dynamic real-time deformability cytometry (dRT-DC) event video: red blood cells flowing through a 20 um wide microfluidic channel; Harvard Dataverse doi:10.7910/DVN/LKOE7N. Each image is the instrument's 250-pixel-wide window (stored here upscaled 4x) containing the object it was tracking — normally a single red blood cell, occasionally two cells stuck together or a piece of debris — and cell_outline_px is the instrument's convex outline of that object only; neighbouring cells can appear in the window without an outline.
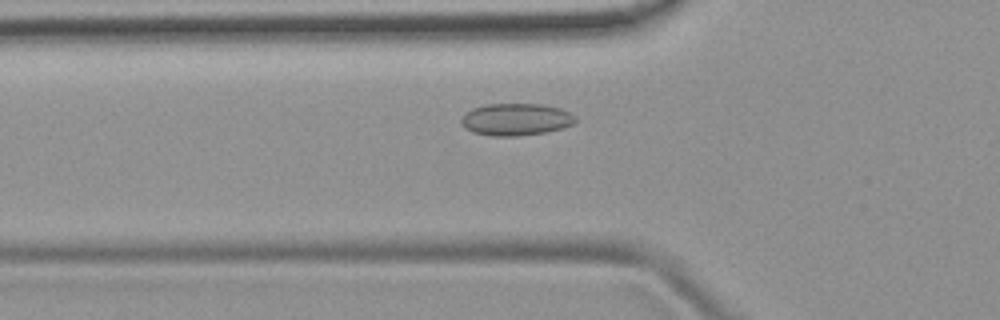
{"species": "common noctule bat (a hibernating species)", "species_latin": "Nyctalus noctula", "temperature_condition": "room temperature", "stored_images_in_passage": 46, "camera_frame_rate_fps": 3000, "um_per_image_px": 0.085, "animal": {"sex": "female", "body_mass_g": 19.9}, "frame": {"image": 1, "passage_image": 12, "time_ms": 3.667, "image_size_px": [1000, 320], "cell_outline_px": [[576, 120], [572, 124], [564, 128], [548, 132], [516, 136], [492, 136], [472, 132], [464, 128], [460, 120], [472, 108], [484, 104], [540, 104], [560, 108], [576, 116]], "centroid_in_image_um": [43.86, 10.16], "position_along_channel_um": 81.9, "area_um2": 21.44}}
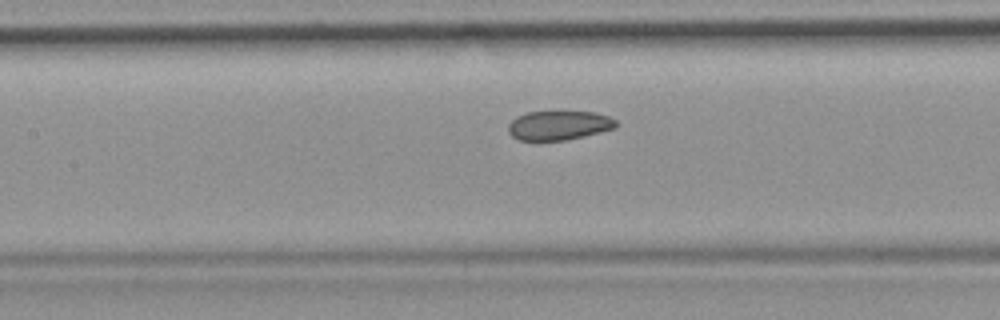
{"frame": {"image": 2, "passage_image": 18, "time_ms": 5.667, "image_size_px": [1000, 320], "cell_outline_px": [[620, 124], [616, 128], [584, 136], [564, 140], [516, 140], [508, 132], [508, 124], [516, 116], [528, 112], [556, 108], [560, 108], [592, 112], [608, 116], [616, 120]], "centroid_in_image_um": [47.51, 10.6], "position_along_channel_um": 159.9, "area_um2": 19.36}}
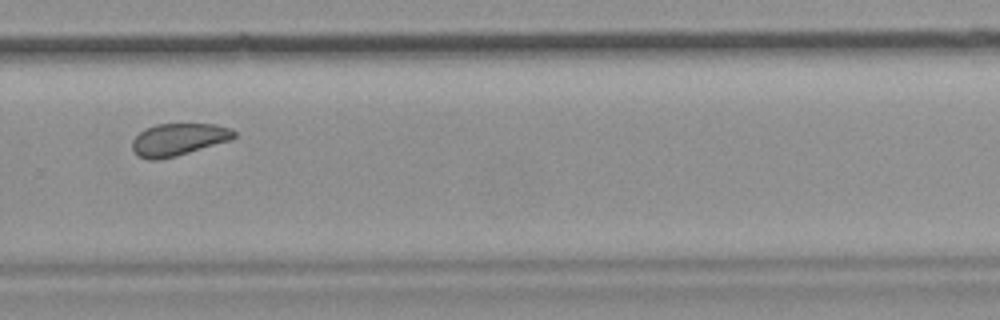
{"frame": {"image": 3, "passage_image": 30, "time_ms": 9.667, "image_size_px": [1000, 320], "cell_outline_px": [[236, 136], [232, 140], [176, 156], [160, 160], [148, 160], [140, 156], [132, 148], [132, 140], [144, 128], [156, 124], [216, 124], [232, 128], [236, 132]], "centroid_in_image_um": [15.2, 11.85], "position_along_channel_um": 314.6, "area_um2": 19.31}, "authors_computed_cell_mechanics": {"area_um2": 19.941, "velocity_mm_per_s": 3.8785, "shape_relaxation_time_tau1_ms": null, "shape_relaxation_time_tau2_ms": 2.0369, "deformation_change_tau1": null, "deformation_change_tau2": 0.0584}}